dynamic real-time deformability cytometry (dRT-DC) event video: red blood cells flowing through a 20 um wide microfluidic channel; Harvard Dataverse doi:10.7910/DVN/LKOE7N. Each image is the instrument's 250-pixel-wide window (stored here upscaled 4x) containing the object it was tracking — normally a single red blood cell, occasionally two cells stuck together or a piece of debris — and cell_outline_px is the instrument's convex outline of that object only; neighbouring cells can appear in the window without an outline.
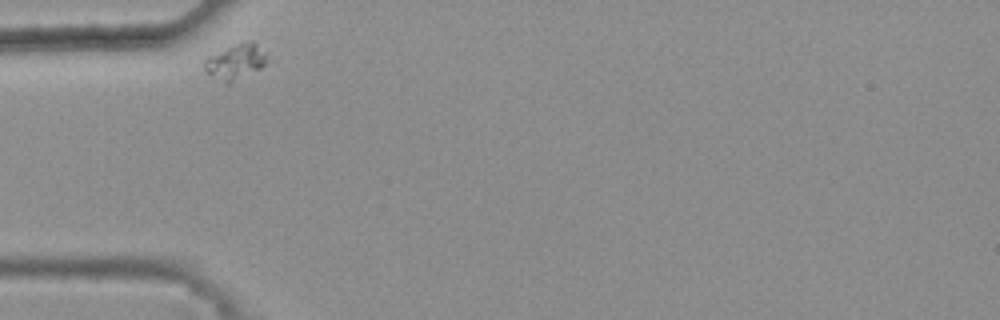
{"species": "common noctule bat (a hibernating species)", "species_latin": "Nyctalus noctula", "temperature_condition": "warm", "stored_images_in_passage": 33, "camera_frame_rate_fps": 3000, "um_per_image_px": 0.085, "animal": {"sex": "female", "body_mass_g": 25.1}, "frame": {"image": 1, "passage_image": 1, "time_ms": 0.0, "image_size_px": [1000, 320], "cell_outline_px": [[264, 64], [260, 68], [228, 84], [208, 72], [204, 68], [204, 60], [208, 56], [228, 48], [252, 40], [256, 40], [264, 56]], "centroid_in_image_um": [20.0, 5.24], "position_along_channel_um": 65.0, "area_um2": 12.02}}
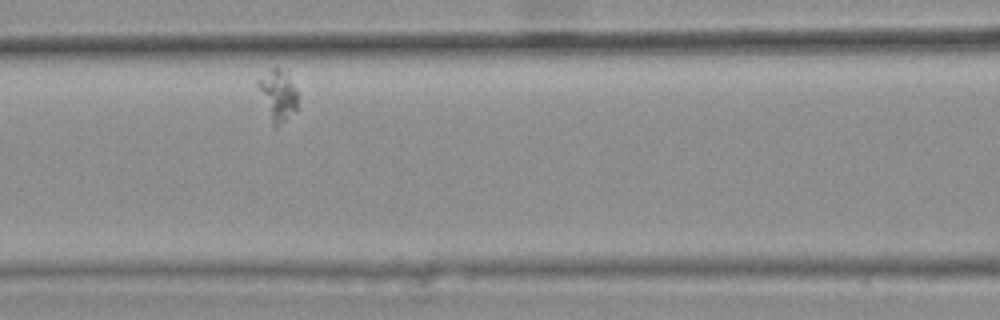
{"frame": {"image": 2, "passage_image": 9, "time_ms": 2.667, "image_size_px": [1000, 320], "cell_outline_px": [[296, 112], [276, 128], [272, 124], [256, 84], [256, 80], [272, 68], [280, 68], [288, 72], [296, 88]], "centroid_in_image_um": [23.61, 8.08], "position_along_channel_um": 143.0, "area_um2": 11.85}}
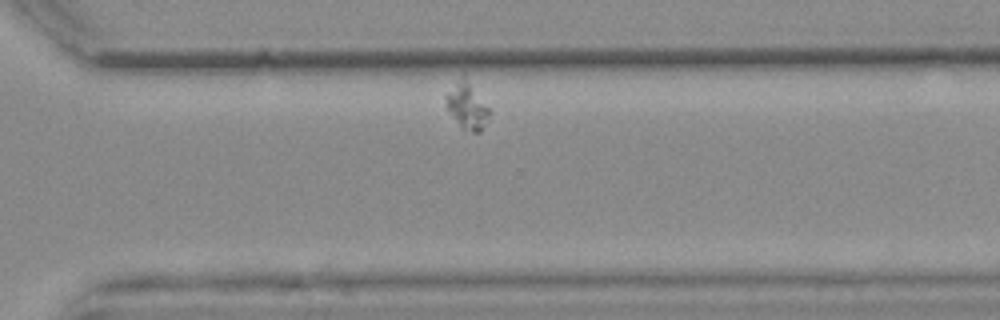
{"frame": {"image": 3, "passage_image": 27, "time_ms": 8.667, "image_size_px": [1000, 320], "cell_outline_px": [[492, 112], [480, 132], [472, 132], [460, 128], [448, 112], [444, 96], [444, 92], [464, 76]], "centroid_in_image_um": [39.66, 9.05], "position_along_channel_um": 330.9, "area_um2": 11.73}}